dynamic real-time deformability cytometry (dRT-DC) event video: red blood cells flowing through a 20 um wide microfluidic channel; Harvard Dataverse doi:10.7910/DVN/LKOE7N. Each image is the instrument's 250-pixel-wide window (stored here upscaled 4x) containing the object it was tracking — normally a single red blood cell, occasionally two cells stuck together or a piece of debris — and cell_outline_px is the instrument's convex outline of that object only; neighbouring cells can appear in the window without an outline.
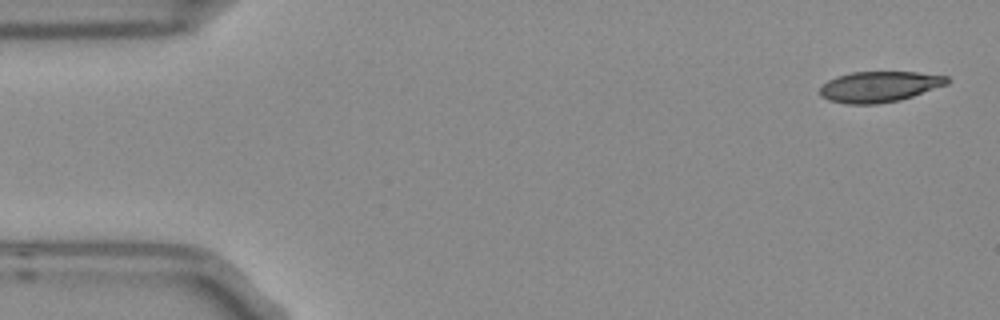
{"species": "Egyptian fruit bat (a non-hibernating species)", "species_latin": "Rousettus aegyptiacus", "temperature_condition": "room temperature", "stored_images_in_passage": 4, "camera_frame_rate_fps": 3000, "um_per_image_px": 0.085, "frame": {"image": 1, "passage_image": 1, "time_ms": 0.0, "image_size_px": [1000, 320], "cell_outline_px": [[948, 84], [900, 100], [876, 104], [848, 104], [828, 100], [820, 96], [820, 88], [828, 80], [836, 76], [852, 72], [916, 72], [948, 76]], "centroid_in_image_um": [74.73, 7.37], "position_along_channel_um": 10.3, "area_um2": 22.72}}
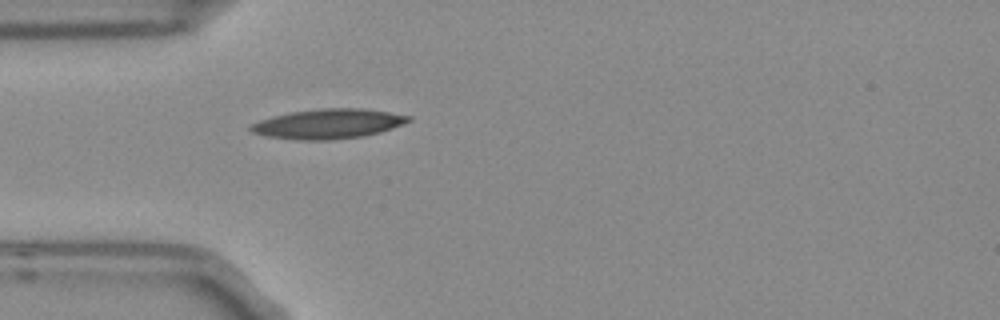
{"frame": {"image": 2, "passage_image": 4, "time_ms": 1.0, "image_size_px": [1000, 320], "cell_outline_px": [[412, 120], [392, 128], [380, 132], [364, 136], [332, 140], [296, 140], [268, 136], [252, 132], [248, 128], [252, 124], [260, 120], [272, 116], [292, 112], [324, 108], [360, 108], [388, 112], [412, 116]], "centroid_in_image_um": [27.91, 10.53], "position_along_channel_um": 57.1, "area_um2": 27.22}}